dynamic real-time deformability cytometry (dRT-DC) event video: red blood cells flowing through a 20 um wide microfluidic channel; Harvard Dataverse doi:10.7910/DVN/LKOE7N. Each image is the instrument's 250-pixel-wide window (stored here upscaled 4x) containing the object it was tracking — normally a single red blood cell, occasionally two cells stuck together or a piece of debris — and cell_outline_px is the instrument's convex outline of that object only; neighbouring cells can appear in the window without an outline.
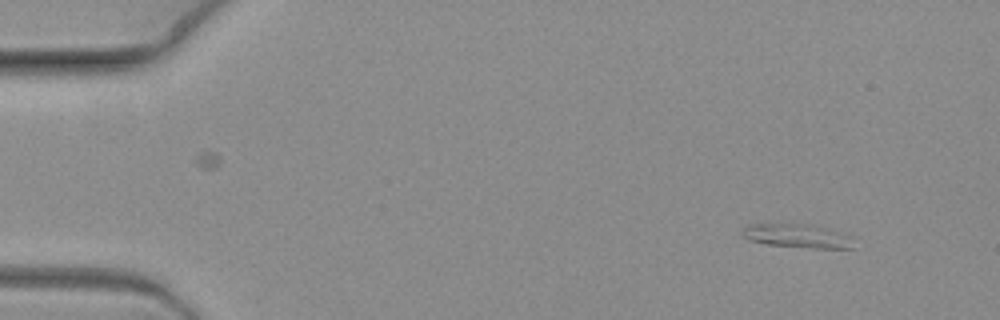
{"species": "common noctule bat (a hibernating species)", "species_latin": "Nyctalus noctula", "temperature_condition": "warm", "stored_images_in_passage": 6, "camera_frame_rate_fps": 3000, "um_per_image_px": 0.085, "animal": {"sex": "female", "body_mass_g": 19.3, "forearm_length_mm": 54.1}, "frame": {"image": 1, "passage_image": 1, "time_ms": 0.0, "image_size_px": [1000, 320], "cell_outline_px": [[856, 248], [812, 248], [764, 244], [748, 240], [740, 232], [740, 228], [748, 224], [812, 224], [828, 228], [852, 236]], "centroid_in_image_um": [67.78, 20.05], "position_along_channel_um": 17.2, "area_um2": 15.78}}
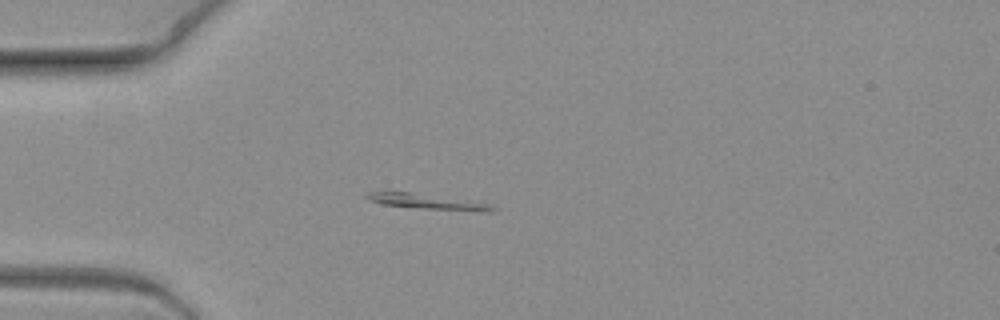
{"frame": {"image": 2, "passage_image": 4, "time_ms": 1.0, "image_size_px": [1000, 320], "cell_outline_px": [[500, 208], [492, 212], [484, 212], [424, 208], [384, 204], [368, 200], [364, 196], [368, 192], [384, 188], [476, 200], [492, 204]], "centroid_in_image_um": [36.35, 17.08], "position_along_channel_um": 48.6, "area_um2": 12.25}}